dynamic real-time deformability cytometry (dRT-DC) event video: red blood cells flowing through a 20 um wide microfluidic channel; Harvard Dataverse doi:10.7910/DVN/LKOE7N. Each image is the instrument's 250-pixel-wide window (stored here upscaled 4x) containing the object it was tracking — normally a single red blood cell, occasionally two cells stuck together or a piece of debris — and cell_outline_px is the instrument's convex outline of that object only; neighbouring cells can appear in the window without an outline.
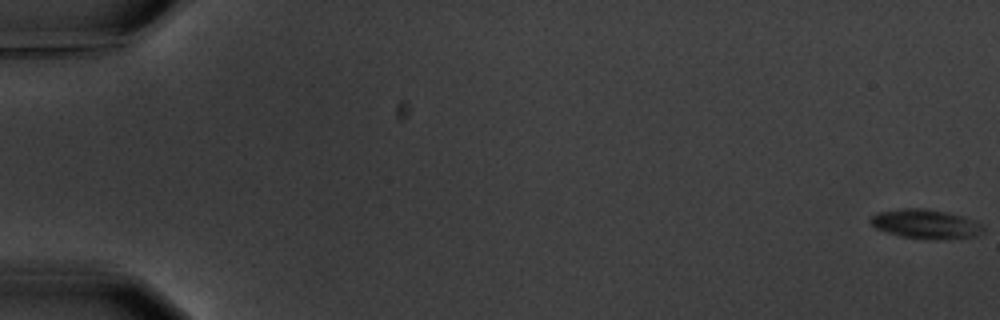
{"species": "common noctule bat (a hibernating species)", "species_latin": "Nyctalus noctula", "temperature_condition": "warm", "stored_images_in_passage": 5, "camera_frame_rate_fps": 3000, "um_per_image_px": 0.085, "animal": {"sex": "male", "body_mass_g": 20.1, "forearm_length_mm": 53.5}, "frame": {"image": 1, "passage_image": 1, "time_ms": 0.0, "image_size_px": [1000, 320], "cell_outline_px": [[984, 232], [976, 236], [936, 240], [900, 236], [876, 228], [868, 220], [876, 212], [904, 208], [924, 208], [948, 212], [964, 216], [980, 224], [984, 228]], "centroid_in_image_um": [78.68, 19.03], "position_along_channel_um": 6.3, "area_um2": 19.25}}
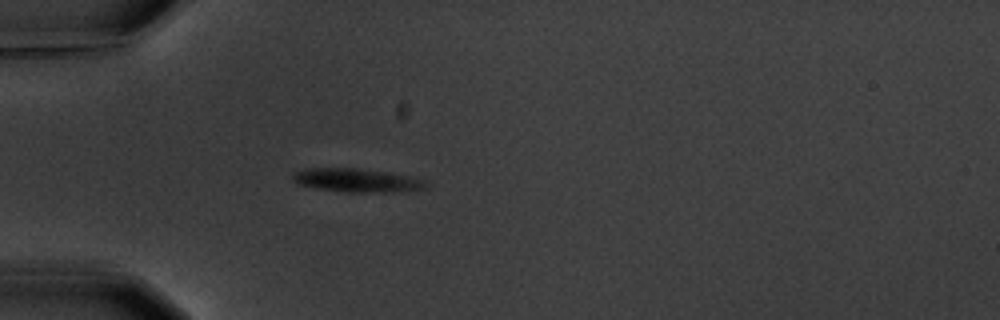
{"frame": {"image": 2, "passage_image": 5, "time_ms": 6.0, "image_size_px": [1000, 320], "cell_outline_px": [[428, 188], [392, 192], [348, 192], [316, 188], [296, 184], [292, 180], [292, 176], [296, 172], [304, 168], [356, 168], [388, 172], [416, 176], [428, 180]], "centroid_in_image_um": [30.4, 15.32], "position_along_channel_um": 54.6, "area_um2": 18.61}}